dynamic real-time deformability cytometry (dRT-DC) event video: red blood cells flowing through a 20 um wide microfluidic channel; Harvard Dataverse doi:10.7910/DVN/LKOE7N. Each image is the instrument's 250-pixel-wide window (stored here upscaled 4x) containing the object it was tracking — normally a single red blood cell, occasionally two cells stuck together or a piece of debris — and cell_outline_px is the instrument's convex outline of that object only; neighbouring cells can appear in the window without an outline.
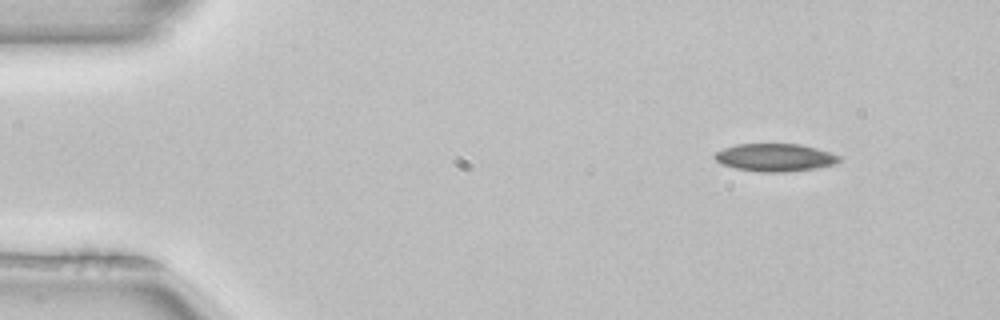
{"species": "common noctule bat (a hibernating species)", "species_latin": "Nyctalus noctula", "temperature_condition": "room temperature", "stored_images_in_passage": 4, "segment_of_instrument_passage": [1, 2], "camera_frame_rate_fps": 3000, "um_per_image_px": 0.085, "animal": {"sex": "female", "body_mass_g": 22.7, "forearm_length_mm": 54.2}, "frame": {"image": 1, "passage_image": 1, "time_ms": 0.0, "image_size_px": [1000, 320], "cell_outline_px": [[840, 160], [832, 164], [816, 168], [784, 172], [760, 172], [736, 168], [724, 164], [716, 160], [712, 156], [716, 152], [724, 148], [736, 144], [800, 144], [816, 148], [840, 156]], "centroid_in_image_um": [65.85, 13.38], "position_along_channel_um": 19.2, "area_um2": 19.88}}